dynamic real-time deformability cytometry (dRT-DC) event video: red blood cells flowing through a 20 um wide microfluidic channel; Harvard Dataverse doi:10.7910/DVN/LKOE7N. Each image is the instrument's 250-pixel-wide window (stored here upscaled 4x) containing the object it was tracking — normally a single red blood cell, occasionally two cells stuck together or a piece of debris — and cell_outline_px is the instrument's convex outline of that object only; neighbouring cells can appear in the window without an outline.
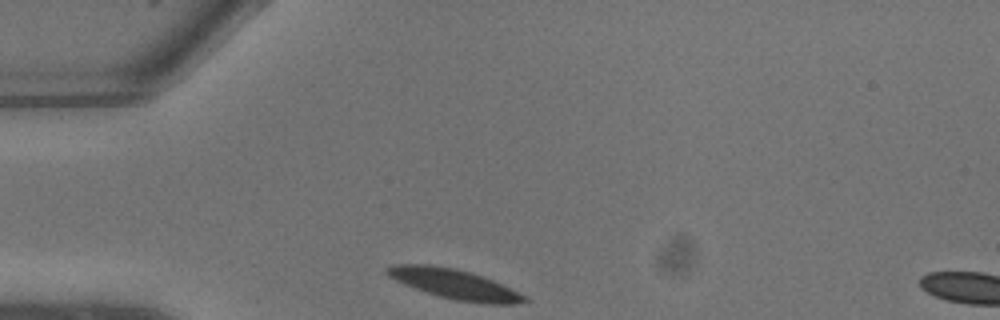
{"species": "common noctule bat (a hibernating species)", "species_latin": "Nyctalus noctula", "temperature_condition": "warm", "stored_images_in_passage": 3, "segment_of_instrument_passage": [1, 2], "camera_frame_rate_fps": 3000, "um_per_image_px": 0.085, "animal": {"sex": "male", "body_mass_g": 13.3}, "frame": {"image": 1, "passage_image": 1, "time_ms": 0.0, "image_size_px": [1000, 320], "cell_outline_px": [[528, 300], [516, 304], [484, 304], [456, 300], [440, 296], [404, 284], [388, 276], [384, 272], [384, 268], [392, 264], [428, 264], [456, 268], [492, 280], [520, 292]], "centroid_in_image_um": [38.59, 24.14], "position_along_channel_um": 46.4, "area_um2": 23.64}}